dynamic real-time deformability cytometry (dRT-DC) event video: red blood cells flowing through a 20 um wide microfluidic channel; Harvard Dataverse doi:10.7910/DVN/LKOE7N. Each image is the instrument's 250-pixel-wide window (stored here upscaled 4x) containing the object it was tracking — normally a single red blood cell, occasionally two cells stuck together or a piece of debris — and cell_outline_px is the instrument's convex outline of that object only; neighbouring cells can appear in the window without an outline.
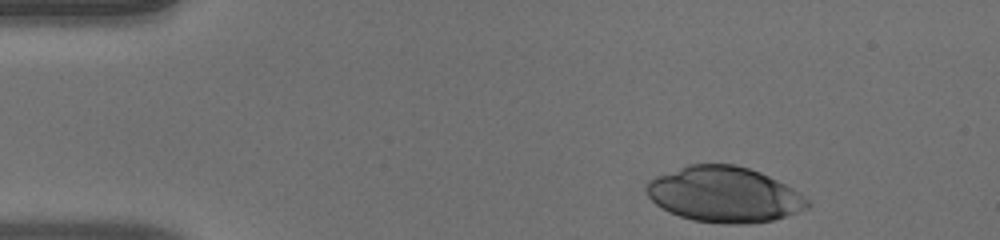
{"species": "human", "species_latin": "Homo sapiens", "temperature_condition": "warm", "stored_images_in_passage": 38, "camera_frame_rate_fps": 3000, "um_per_image_px": 0.085, "donor": {"sex": "male"}, "frame": {"image": 1, "passage_image": 1, "time_ms": 0.0, "image_size_px": [1000, 240], "cell_outline_px": [[812, 204], [808, 208], [772, 220], [744, 224], [724, 224], [692, 220], [680, 216], [656, 204], [648, 196], [644, 188], [648, 180], [656, 176], [688, 164], [736, 164], [760, 172], [792, 188], [808, 200]], "centroid_in_image_um": [61.53, 16.53], "position_along_channel_um": 23.5, "area_um2": 51.85}}
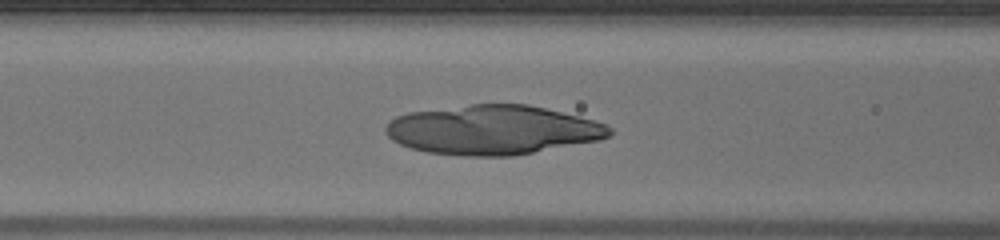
{"frame": {"image": 2, "passage_image": 15, "time_ms": 4.667, "image_size_px": [1000, 240], "cell_outline_px": [[612, 132], [608, 136], [600, 140], [512, 156], [464, 156], [428, 152], [412, 148], [400, 144], [392, 140], [384, 132], [384, 128], [396, 116], [408, 112], [472, 104], [528, 104], [608, 124], [612, 128]], "centroid_in_image_um": [41.87, 11.04], "position_along_channel_um": 124.7, "area_um2": 64.16}}
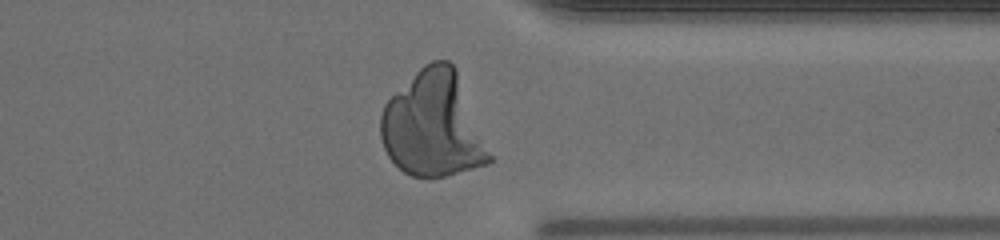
{"frame": {"image": 3, "passage_image": 34, "time_ms": 11.0, "image_size_px": [1000, 240], "cell_outline_px": [[492, 160], [488, 164], [444, 176], [412, 176], [404, 172], [388, 156], [384, 148], [380, 136], [380, 116], [384, 104], [424, 64], [432, 60], [448, 60], [456, 68], [492, 156]], "centroid_in_image_um": [36.81, 10.6], "position_along_channel_um": 374.6, "area_um2": 66.12}}